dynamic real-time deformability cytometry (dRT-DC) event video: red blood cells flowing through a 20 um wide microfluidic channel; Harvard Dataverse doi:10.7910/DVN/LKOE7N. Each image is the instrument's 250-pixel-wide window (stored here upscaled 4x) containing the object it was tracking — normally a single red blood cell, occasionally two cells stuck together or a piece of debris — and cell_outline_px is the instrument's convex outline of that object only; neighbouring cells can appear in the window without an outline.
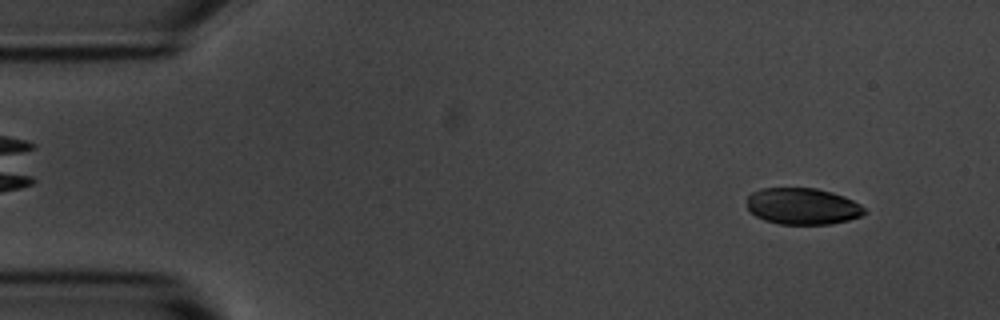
{"species": "common noctule bat (a hibernating species)", "species_latin": "Nyctalus noctula", "temperature_condition": "room temperature", "stored_images_in_passage": 28, "camera_frame_rate_fps": 3000, "um_per_image_px": 0.085, "animal": {"sex": "male", "body_mass_g": 20.1, "forearm_length_mm": 53.5}, "frame": {"image": 1, "passage_image": 4, "time_ms": 1.0, "image_size_px": [1000, 320], "cell_outline_px": [[868, 212], [860, 216], [848, 220], [832, 224], [780, 224], [764, 220], [756, 216], [748, 208], [748, 196], [752, 192], [760, 188], [816, 188], [832, 192], [844, 196], [860, 204]], "centroid_in_image_um": [68.23, 17.53], "position_along_channel_um": 16.8, "area_um2": 25.03}}
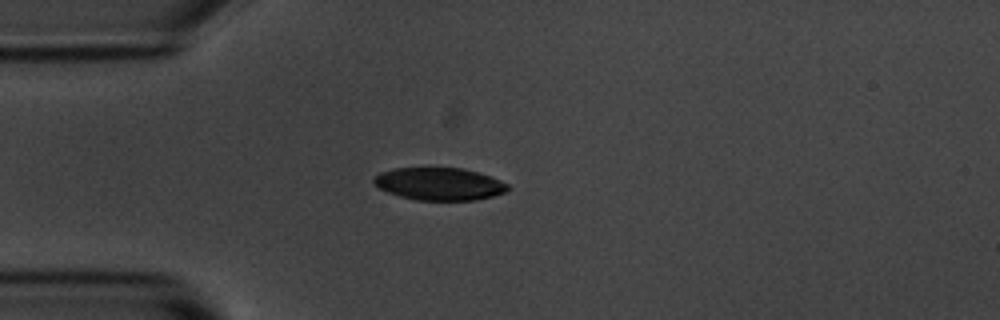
{"frame": {"image": 2, "passage_image": 13, "time_ms": 4.0, "image_size_px": [1000, 320], "cell_outline_px": [[508, 188], [504, 192], [492, 196], [476, 200], [416, 200], [400, 196], [388, 192], [380, 188], [372, 180], [380, 172], [396, 168], [464, 168], [500, 180], [508, 184]], "centroid_in_image_um": [37.33, 15.63], "position_along_channel_um": 47.7, "area_um2": 25.09}}